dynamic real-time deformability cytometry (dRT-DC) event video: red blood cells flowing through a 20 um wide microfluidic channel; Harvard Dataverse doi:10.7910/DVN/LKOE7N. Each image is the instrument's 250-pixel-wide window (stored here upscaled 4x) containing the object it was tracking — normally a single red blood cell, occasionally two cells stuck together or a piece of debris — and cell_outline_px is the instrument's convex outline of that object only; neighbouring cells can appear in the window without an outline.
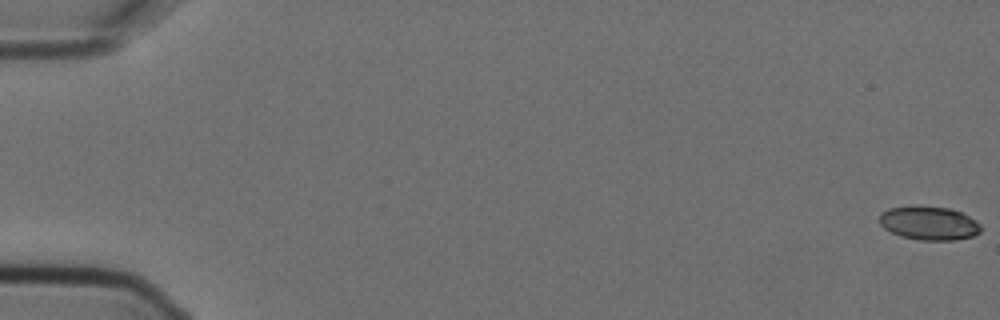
{"species": "Egyptian fruit bat (a non-hibernating species)", "species_latin": "Rousettus aegyptiacus", "temperature_condition": "cold", "stored_images_in_passage": 8, "camera_frame_rate_fps": 3000, "um_per_image_px": 0.085, "animal": {"sex": "female"}, "frame": {"image": 1, "passage_image": 1, "time_ms": 0.0, "image_size_px": [1000, 320], "cell_outline_px": [[980, 232], [972, 236], [956, 240], [920, 240], [900, 236], [884, 228], [880, 224], [880, 212], [888, 208], [912, 204], [916, 204], [948, 208], [960, 212], [968, 216], [980, 224]], "centroid_in_image_um": [78.92, 18.94], "position_along_channel_um": 6.1, "area_um2": 20.17}}
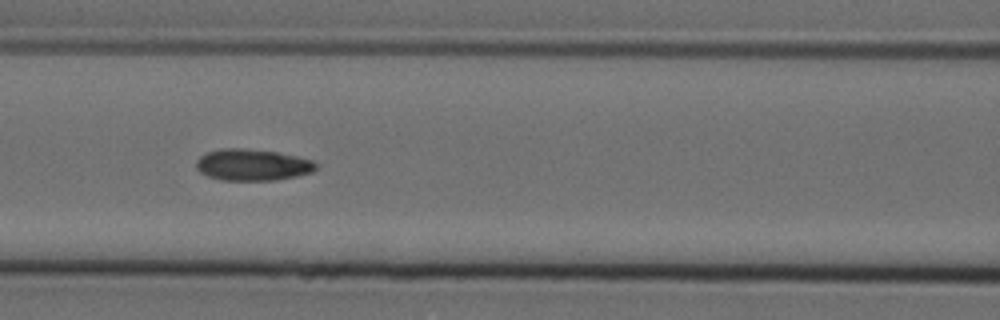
{"frame": {"image": 2, "passage_image": 7, "time_ms": 2.0, "image_size_px": [1000, 320], "cell_outline_px": [[316, 168], [312, 172], [296, 176], [276, 180], [224, 180], [208, 176], [200, 172], [196, 168], [196, 160], [200, 156], [208, 152], [220, 148], [248, 148], [276, 152], [296, 156], [312, 160], [316, 164]], "centroid_in_image_um": [21.44, 14.0], "position_along_channel_um": 145.2, "area_um2": 21.96}}
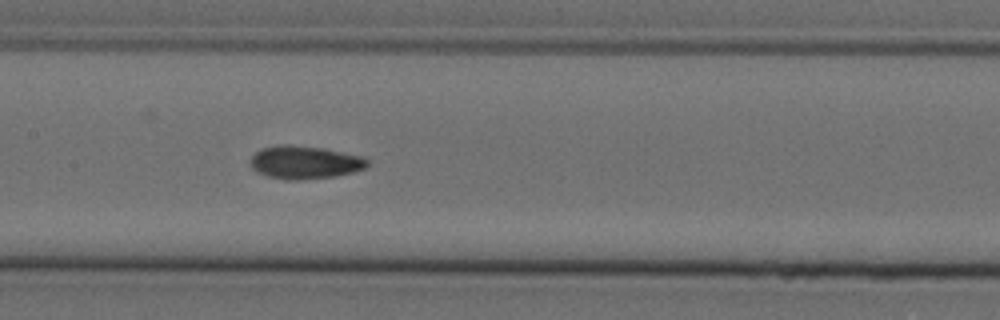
{"frame": {"image": 3, "passage_image": 8, "time_ms": 2.333, "image_size_px": [1000, 320], "cell_outline_px": [[368, 164], [364, 168], [352, 172], [332, 176], [296, 180], [288, 180], [268, 176], [252, 168], [252, 156], [260, 148], [280, 144], [288, 144], [324, 148], [360, 156], [368, 160]], "centroid_in_image_um": [25.89, 13.78], "position_along_channel_um": 181.5, "area_um2": 22.14}}